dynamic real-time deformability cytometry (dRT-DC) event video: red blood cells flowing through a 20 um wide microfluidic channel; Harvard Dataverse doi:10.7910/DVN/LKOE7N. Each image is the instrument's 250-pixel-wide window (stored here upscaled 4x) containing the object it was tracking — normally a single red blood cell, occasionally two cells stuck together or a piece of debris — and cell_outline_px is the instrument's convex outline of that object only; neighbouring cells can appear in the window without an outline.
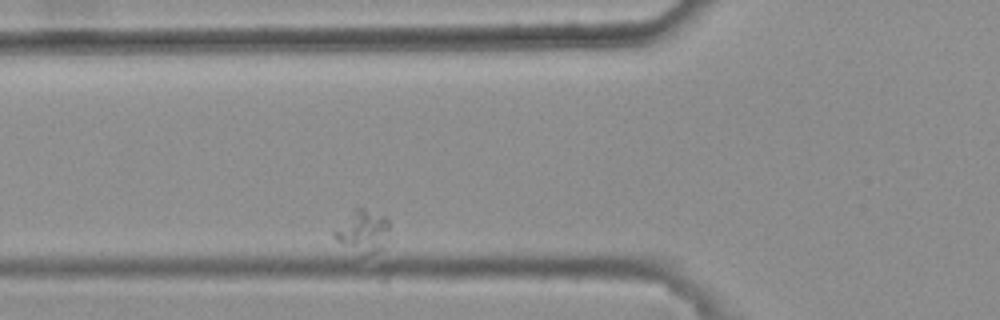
{"species": "common noctule bat (a hibernating species)", "species_latin": "Nyctalus noctula", "temperature_condition": "warm", "stored_images_in_passage": 35, "camera_frame_rate_fps": 3000, "um_per_image_px": 0.085, "animal": {"sex": "female", "body_mass_g": 25.1}, "frame": {"image": 1, "passage_image": 5, "time_ms": 1.333, "image_size_px": [1000, 320], "cell_outline_px": [[388, 232], [384, 252], [368, 256], [360, 256], [336, 240], [332, 236], [332, 232], [356, 208], [360, 208], [384, 216], [388, 220]], "centroid_in_image_um": [30.87, 19.77], "position_along_channel_um": 94.9, "area_um2": 13.81}}
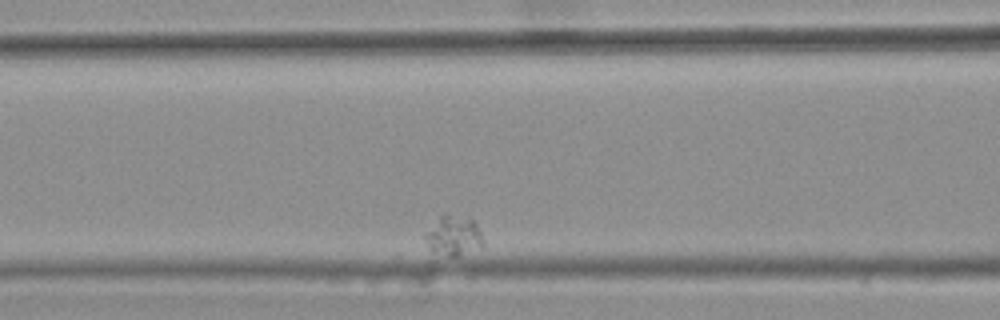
{"frame": {"image": 2, "passage_image": 9, "time_ms": 2.667, "image_size_px": [1000, 320], "cell_outline_px": [[484, 244], [480, 248], [456, 256], [448, 256], [432, 248], [424, 236], [440, 216], [444, 212], [448, 212], [468, 216], [476, 224], [484, 240]], "centroid_in_image_um": [38.63, 19.97], "position_along_channel_um": 128.0, "area_um2": 13.24}}